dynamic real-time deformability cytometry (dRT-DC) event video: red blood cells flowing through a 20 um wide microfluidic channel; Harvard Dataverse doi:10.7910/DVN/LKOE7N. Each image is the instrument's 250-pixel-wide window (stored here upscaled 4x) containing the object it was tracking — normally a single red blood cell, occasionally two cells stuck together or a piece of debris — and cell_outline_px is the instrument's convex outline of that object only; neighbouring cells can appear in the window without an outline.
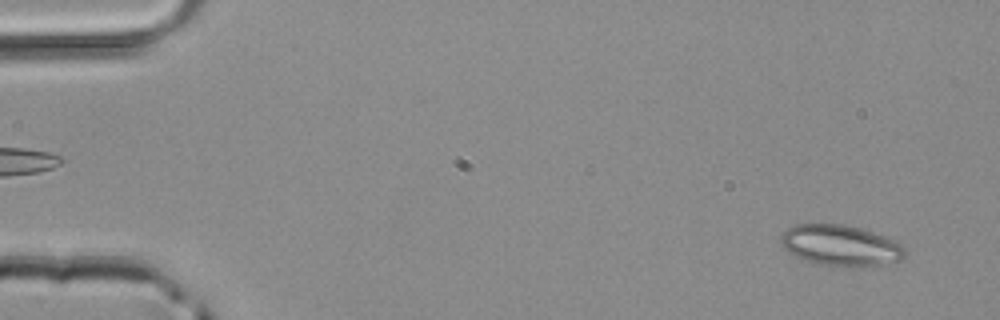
{"species": "common noctule bat (a hibernating species)", "species_latin": "Nyctalus noctula", "temperature_condition": "room temperature", "stored_images_in_passage": 47, "camera_frame_rate_fps": 3000, "um_per_image_px": 0.085, "animal": {"sex": "male", "body_mass_g": 20.4}, "frame": {"image": 1, "passage_image": 3, "time_ms": 0.667, "image_size_px": [1000, 320], "cell_outline_px": [[908, 252], [904, 260], [880, 264], [816, 264], [804, 260], [796, 256], [780, 240], [780, 236], [788, 228], [796, 224], [840, 224], [860, 228], [896, 240]], "centroid_in_image_um": [71.49, 20.83], "position_along_channel_um": 13.5, "area_um2": 28.67}}
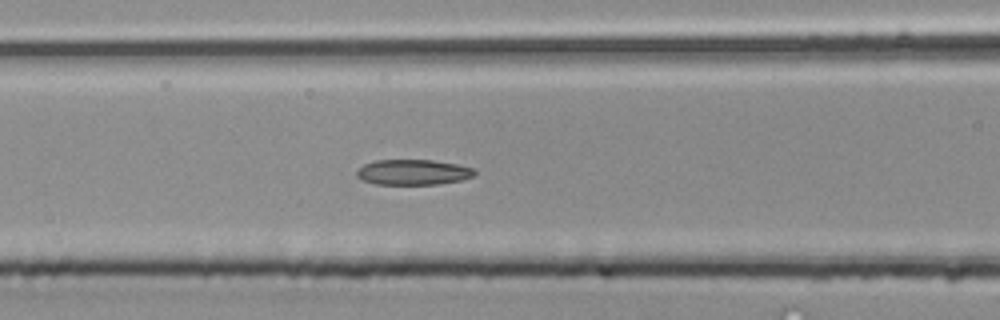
{"frame": {"image": 2, "passage_image": 20, "time_ms": 6.333, "image_size_px": [1000, 320], "cell_outline_px": [[476, 176], [464, 180], [440, 184], [376, 184], [360, 180], [356, 176], [356, 172], [364, 164], [376, 160], [432, 160], [456, 164], [472, 168], [476, 172]], "centroid_in_image_um": [35.13, 14.64], "position_along_channel_um": 131.5, "area_um2": 17.57}}
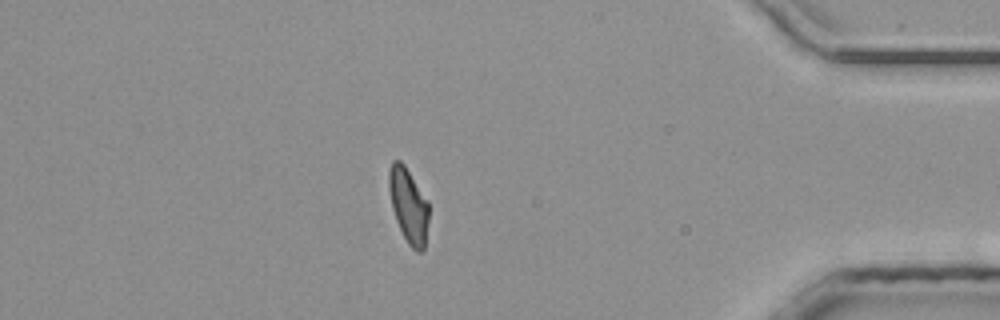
{"frame": {"image": 3, "passage_image": 41, "time_ms": 13.333, "image_size_px": [1000, 320], "cell_outline_px": [[428, 220], [424, 248], [420, 252], [416, 252], [408, 244], [396, 220], [392, 208], [388, 188], [388, 172], [392, 160], [400, 160], [404, 164], [428, 200]], "centroid_in_image_um": [34.71, 17.43], "position_along_channel_um": 400.5, "area_um2": 17.34}}